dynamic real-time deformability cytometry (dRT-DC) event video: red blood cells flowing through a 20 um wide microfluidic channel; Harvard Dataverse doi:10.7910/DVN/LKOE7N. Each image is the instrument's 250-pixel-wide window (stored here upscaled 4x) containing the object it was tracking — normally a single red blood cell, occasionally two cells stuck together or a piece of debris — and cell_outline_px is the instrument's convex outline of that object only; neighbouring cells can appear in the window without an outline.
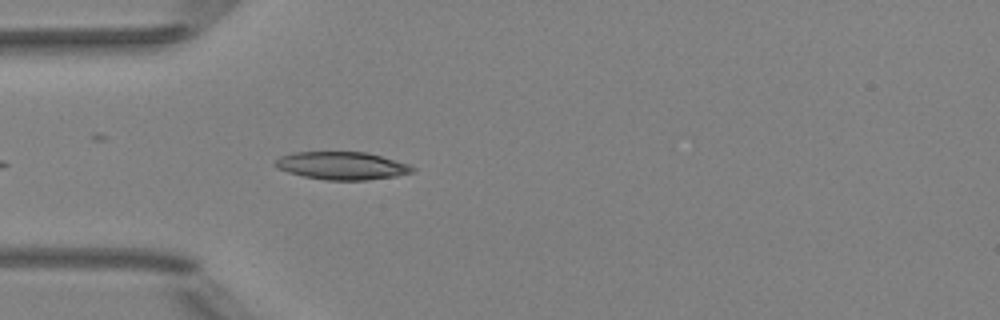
{"species": "Egyptian fruit bat (a non-hibernating species)", "species_latin": "Rousettus aegyptiacus", "temperature_condition": "room temperature", "stored_images_in_passage": 4, "camera_frame_rate_fps": 3000, "um_per_image_px": 0.085, "animal": {"sex": "female"}, "frame": {"image": 1, "passage_image": 4, "time_ms": 1.0, "image_size_px": [1000, 320], "cell_outline_px": [[416, 172], [396, 176], [368, 180], [324, 180], [304, 176], [288, 172], [276, 168], [272, 164], [280, 156], [292, 152], [364, 152], [380, 156], [408, 164], [416, 168]], "centroid_in_image_um": [29.05, 14.09], "position_along_channel_um": 56.0, "area_um2": 22.31}}